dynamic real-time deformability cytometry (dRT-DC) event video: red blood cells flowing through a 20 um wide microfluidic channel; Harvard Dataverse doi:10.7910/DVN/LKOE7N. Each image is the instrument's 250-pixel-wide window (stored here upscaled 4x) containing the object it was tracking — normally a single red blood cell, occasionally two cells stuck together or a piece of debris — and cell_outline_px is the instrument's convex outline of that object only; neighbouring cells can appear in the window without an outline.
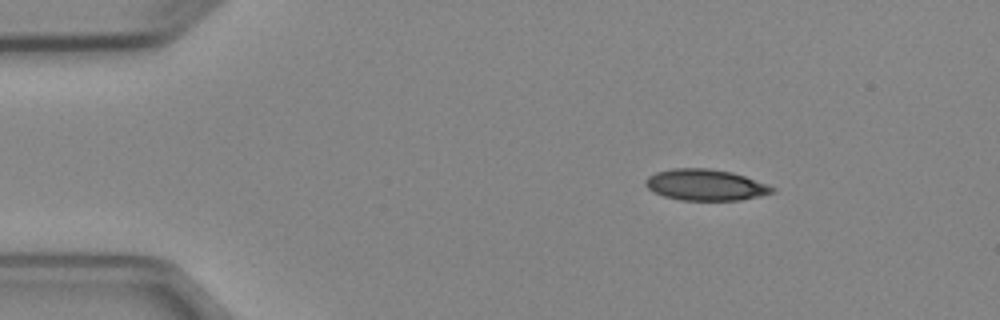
{"species": "Egyptian fruit bat (a non-hibernating species)", "species_latin": "Rousettus aegyptiacus", "temperature_condition": "cold", "stored_images_in_passage": 4, "segment_of_instrument_passage": [1, 2], "camera_frame_rate_fps": 3000, "um_per_image_px": 0.085, "animal": {"sex": "female"}, "frame": {"image": 1, "passage_image": 2, "time_ms": 1.0, "image_size_px": [1000, 320], "cell_outline_px": [[776, 192], [760, 196], [740, 200], [680, 200], [664, 196], [648, 188], [644, 184], [644, 180], [648, 176], [656, 172], [672, 168], [708, 168], [732, 172], [768, 184], [776, 188]], "centroid_in_image_um": [59.98, 15.71], "position_along_channel_um": 25.0, "area_um2": 23.12}}